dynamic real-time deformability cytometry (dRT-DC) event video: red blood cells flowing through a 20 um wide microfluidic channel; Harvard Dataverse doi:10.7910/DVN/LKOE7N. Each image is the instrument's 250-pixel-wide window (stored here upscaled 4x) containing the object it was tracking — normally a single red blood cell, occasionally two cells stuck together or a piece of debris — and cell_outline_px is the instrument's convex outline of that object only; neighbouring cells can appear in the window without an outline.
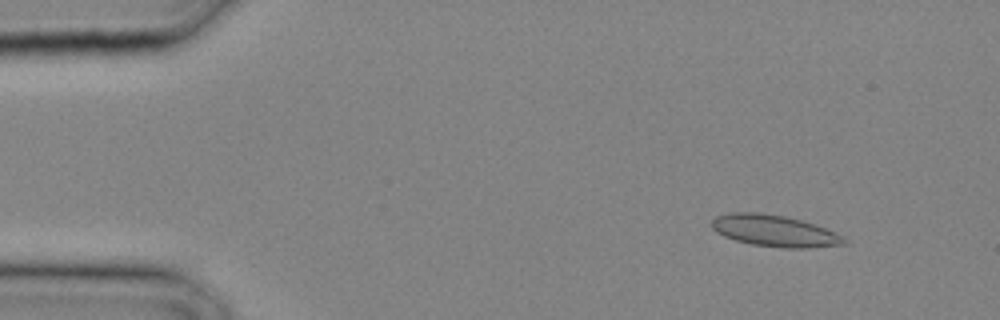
{"species": "common noctule bat (a hibernating species)", "species_latin": "Nyctalus noctula", "temperature_condition": "cold", "stored_images_in_passage": 29, "camera_frame_rate_fps": 3000, "um_per_image_px": 0.085, "animal": {"sex": "male", "body_mass_g": 20.4}, "frame": {"image": 1, "passage_image": 3, "time_ms": 0.667, "image_size_px": [1000, 320], "cell_outline_px": [[848, 244], [808, 248], [784, 248], [752, 244], [736, 240], [724, 236], [716, 232], [712, 228], [712, 220], [716, 216], [728, 212], [760, 212], [784, 216], [800, 220], [824, 228], [840, 236]], "centroid_in_image_um": [65.76, 19.61], "position_along_channel_um": 19.2, "area_um2": 24.04}}
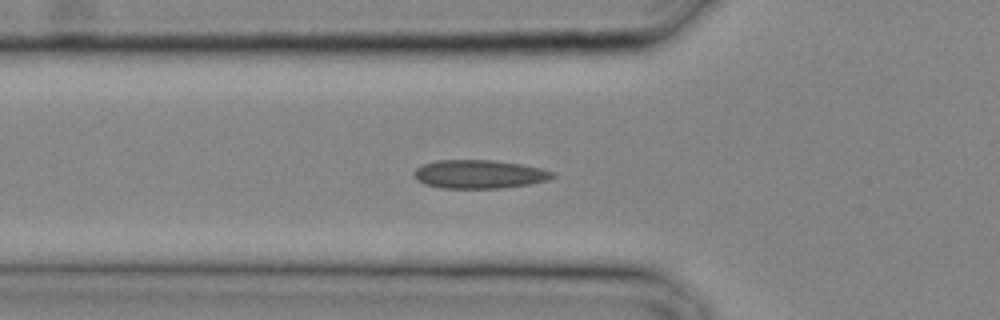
{"frame": {"image": 2, "passage_image": 10, "time_ms": 3.0, "image_size_px": [1000, 320], "cell_outline_px": [[556, 176], [548, 180], [528, 184], [500, 188], [444, 188], [424, 184], [416, 180], [416, 168], [424, 164], [436, 160], [492, 160], [520, 164], [540, 168], [556, 172]], "centroid_in_image_um": [40.76, 14.8], "position_along_channel_um": 85.0, "area_um2": 22.89}}
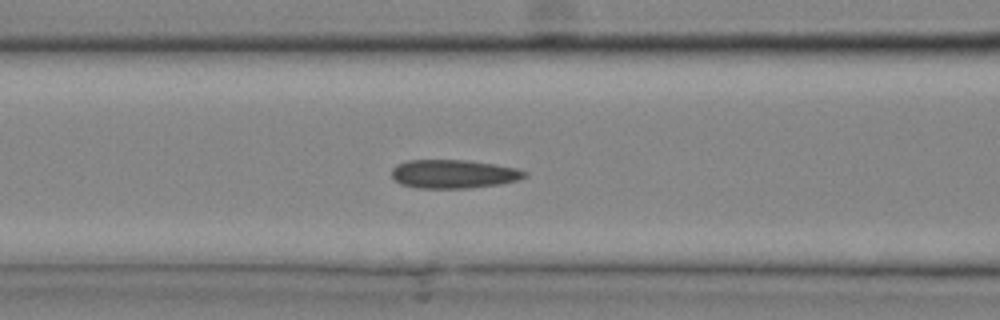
{"frame": {"image": 3, "passage_image": 12, "time_ms": 3.667, "image_size_px": [1000, 320], "cell_outline_px": [[528, 176], [516, 180], [500, 184], [468, 188], [420, 188], [400, 184], [392, 176], [392, 168], [396, 164], [408, 160], [468, 160], [496, 164], [516, 168], [528, 172]], "centroid_in_image_um": [38.56, 14.78], "position_along_channel_um": 128.0, "area_um2": 22.25}}